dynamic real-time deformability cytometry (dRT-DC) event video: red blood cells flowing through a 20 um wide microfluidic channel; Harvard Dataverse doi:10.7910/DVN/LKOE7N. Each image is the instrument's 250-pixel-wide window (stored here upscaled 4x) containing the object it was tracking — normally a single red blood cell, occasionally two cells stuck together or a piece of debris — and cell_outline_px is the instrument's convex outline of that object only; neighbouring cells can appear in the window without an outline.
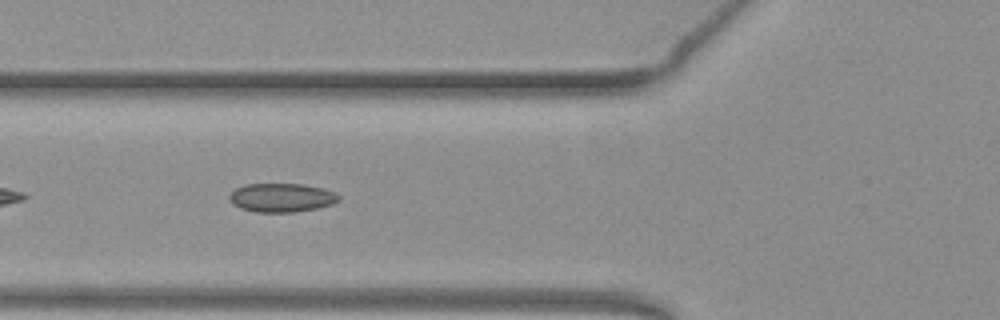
{"species": "common noctule bat (a hibernating species)", "species_latin": "Nyctalus noctula", "temperature_condition": "warm", "stored_images_in_passage": 41, "camera_frame_rate_fps": 3000, "um_per_image_px": 0.085, "animal": {"sex": "female", "body_mass_g": 19.3, "forearm_length_mm": 54.1}, "frame": {"image": 1, "passage_image": 7, "time_ms": 2.0, "image_size_px": [1000, 320], "cell_outline_px": [[340, 200], [332, 204], [316, 208], [296, 212], [256, 212], [240, 208], [232, 204], [228, 196], [236, 188], [244, 184], [304, 184], [324, 188], [336, 192], [340, 196]], "centroid_in_image_um": [23.95, 16.79], "position_along_channel_um": 101.8, "area_um2": 18.5}}
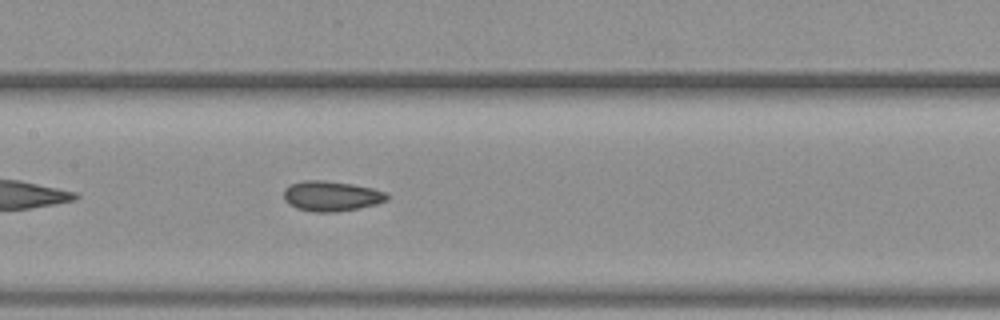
{"frame": {"image": 2, "passage_image": 13, "time_ms": 4.0, "image_size_px": [1000, 320], "cell_outline_px": [[388, 200], [376, 204], [360, 208], [336, 212], [312, 212], [296, 208], [288, 204], [284, 200], [284, 188], [292, 184], [304, 180], [324, 180], [352, 184], [372, 188], [388, 192]], "centroid_in_image_um": [28.17, 16.67], "position_along_channel_um": 179.2, "area_um2": 18.32}}
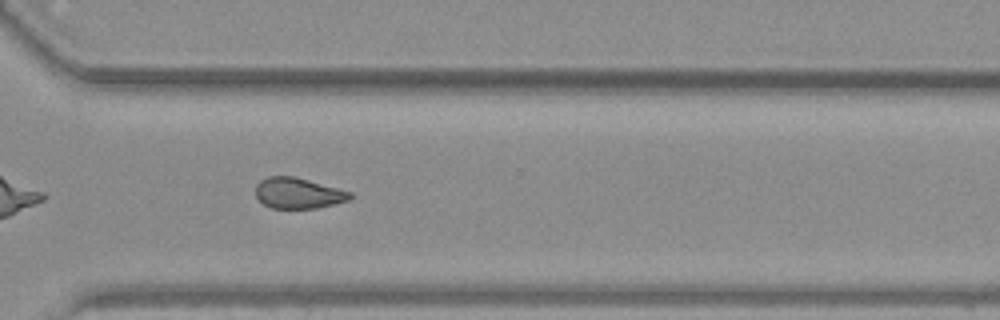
{"frame": {"image": 3, "passage_image": 26, "time_ms": 8.333, "image_size_px": [1000, 320], "cell_outline_px": [[352, 196], [348, 200], [336, 204], [316, 208], [272, 208], [264, 204], [256, 196], [256, 184], [260, 180], [268, 176], [292, 176], [308, 180], [352, 192]], "centroid_in_image_um": [25.34, 16.42], "position_along_channel_um": 345.3, "area_um2": 16.82}, "authors_computed_cell_mechanics": {"area_um2": 17.8602, "velocity_mm_per_s": 3.8474, "shape_relaxation_time_tau1_ms": null, "shape_relaxation_time_tau2_ms": 9.6233, "deformation_change_tau1": null, "deformation_change_tau2": 0.1527}}